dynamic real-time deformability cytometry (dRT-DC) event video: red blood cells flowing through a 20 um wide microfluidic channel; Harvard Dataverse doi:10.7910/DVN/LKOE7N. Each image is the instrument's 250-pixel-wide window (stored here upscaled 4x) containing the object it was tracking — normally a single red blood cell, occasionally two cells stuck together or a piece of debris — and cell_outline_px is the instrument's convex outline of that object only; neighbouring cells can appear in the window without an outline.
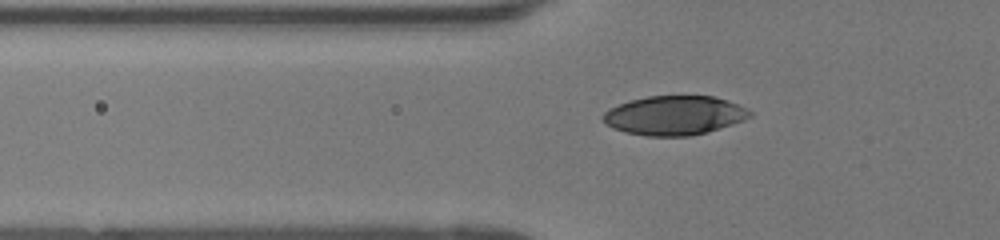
{"species": "human", "species_latin": "Homo sapiens", "temperature_condition": "room temperature", "stored_images_in_passage": 35, "camera_frame_rate_fps": 3000, "um_per_image_px": 0.085, "donor": {"sex": "female"}, "frame": {"image": 1, "passage_image": 3, "time_ms": 0.667, "image_size_px": [1000, 240], "cell_outline_px": [[752, 116], [744, 120], [708, 132], [692, 136], [648, 136], [624, 132], [612, 128], [604, 124], [600, 116], [604, 112], [620, 104], [632, 100], [648, 96], [712, 96], [748, 108], [752, 112]], "centroid_in_image_um": [57.31, 9.82], "position_along_channel_um": 68.5, "area_um2": 33.52}}
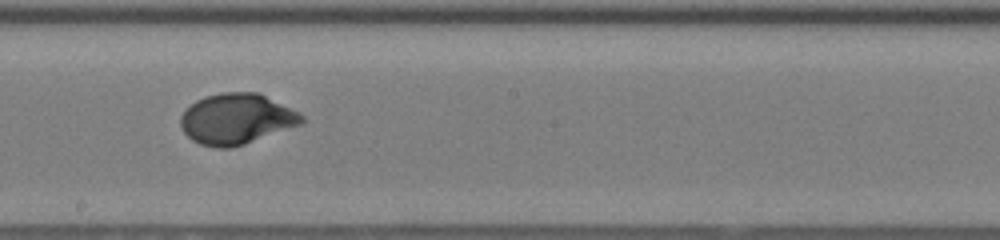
{"frame": {"image": 2, "passage_image": 15, "time_ms": 4.667, "image_size_px": [1000, 240], "cell_outline_px": [[304, 124], [232, 148], [216, 148], [200, 144], [192, 140], [184, 132], [180, 124], [180, 116], [196, 100], [204, 96], [224, 92], [256, 92], [304, 116]], "centroid_in_image_um": [20.08, 10.13], "position_along_channel_um": 228.1, "area_um2": 35.43}}
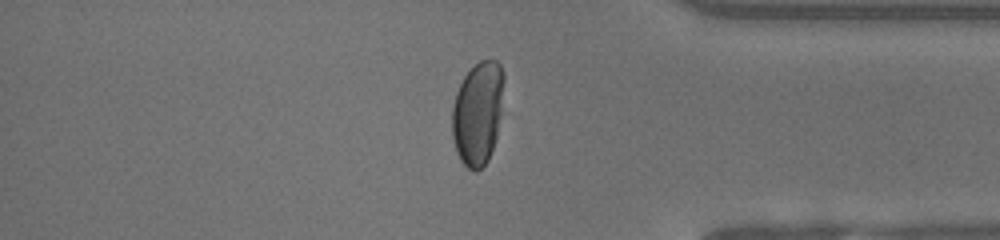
{"frame": {"image": 3, "passage_image": 28, "time_ms": 9.0, "image_size_px": [1000, 240], "cell_outline_px": [[504, 80], [500, 112], [496, 136], [488, 160], [476, 172], [468, 168], [460, 160], [456, 152], [452, 136], [452, 108], [456, 92], [464, 76], [480, 60], [496, 60], [500, 64], [504, 72]], "centroid_in_image_um": [40.59, 9.61], "position_along_channel_um": 394.6, "area_um2": 30.98}, "authors_computed_cell_mechanics": {"area_um2": 34.68, "velocity_mm_per_s": 4.0938, "shape_relaxation_time_tau1_ms": 2.8145, "shape_relaxation_time_tau2_ms": null, "deformation_change_tau1": 0.1726, "deformation_change_tau2": null}}